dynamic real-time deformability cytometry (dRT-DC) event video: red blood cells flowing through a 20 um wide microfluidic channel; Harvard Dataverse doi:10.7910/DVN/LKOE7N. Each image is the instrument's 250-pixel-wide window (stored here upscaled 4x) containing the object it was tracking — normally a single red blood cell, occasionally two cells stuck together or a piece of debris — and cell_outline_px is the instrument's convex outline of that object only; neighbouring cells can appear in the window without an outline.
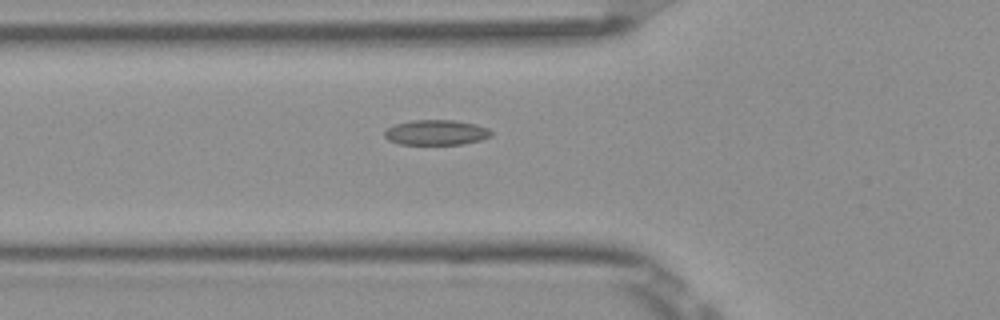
{"species": "Egyptian fruit bat (a non-hibernating species)", "species_latin": "Rousettus aegyptiacus", "temperature_condition": "room temperature", "stored_images_in_passage": 31, "camera_frame_rate_fps": 3000, "um_per_image_px": 0.085, "frame": {"image": 1, "passage_image": 2, "time_ms": 0.333, "image_size_px": [1000, 320], "cell_outline_px": [[492, 136], [480, 140], [464, 144], [400, 144], [388, 140], [384, 136], [384, 132], [388, 128], [396, 124], [412, 120], [456, 120], [476, 124], [488, 128], [492, 132]], "centroid_in_image_um": [37.1, 11.26], "position_along_channel_um": 88.7, "area_um2": 15.66}}
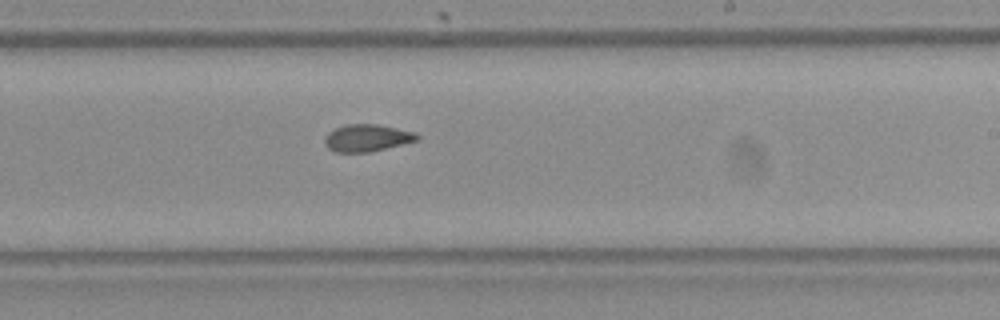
{"frame": {"image": 2, "passage_image": 15, "time_ms": 4.667, "image_size_px": [1000, 320], "cell_outline_px": [[420, 140], [368, 152], [336, 152], [328, 148], [324, 144], [324, 140], [328, 132], [344, 124], [376, 124], [416, 132], [420, 136]], "centroid_in_image_um": [31.21, 11.72], "position_along_channel_um": 257.8, "area_um2": 14.62}}
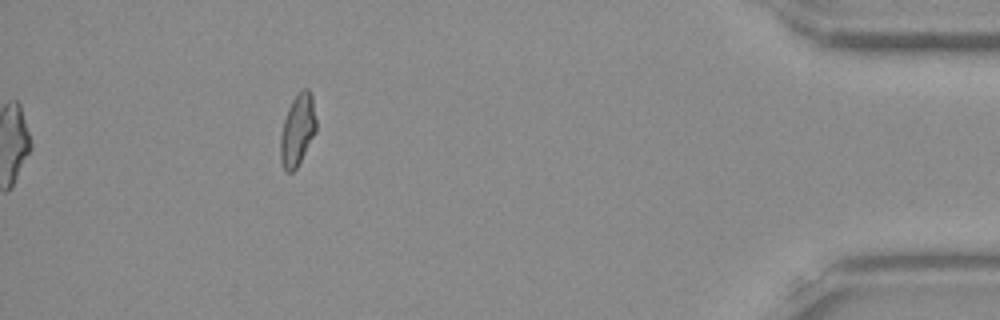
{"frame": {"image": 3, "passage_image": 31, "time_ms": 10.0, "image_size_px": [1000, 320], "cell_outline_px": [[316, 132], [296, 168], [292, 172], [288, 172], [284, 168], [280, 160], [280, 136], [284, 120], [288, 108], [292, 100], [304, 88], [308, 88], [312, 96], [316, 120]], "centroid_in_image_um": [25.29, 11.05], "position_along_channel_um": 409.9, "area_um2": 14.74}}